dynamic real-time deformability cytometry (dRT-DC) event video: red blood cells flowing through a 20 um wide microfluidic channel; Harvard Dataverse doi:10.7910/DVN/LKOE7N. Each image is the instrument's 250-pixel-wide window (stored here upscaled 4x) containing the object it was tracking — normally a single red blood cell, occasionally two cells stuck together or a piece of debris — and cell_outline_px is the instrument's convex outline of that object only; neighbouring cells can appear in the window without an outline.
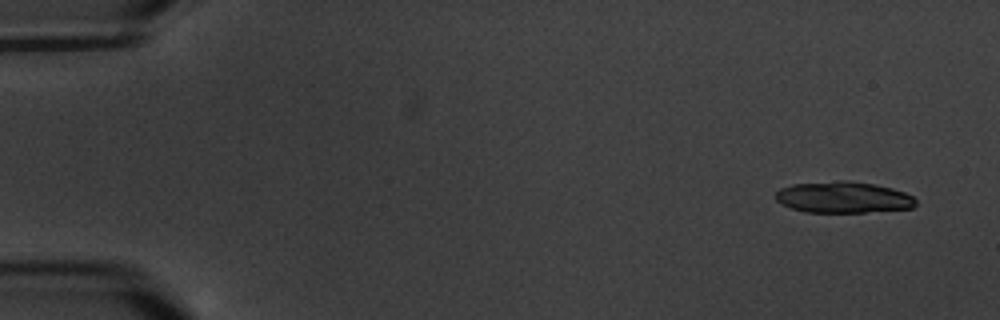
{"species": "common noctule bat (a hibernating species)", "species_latin": "Nyctalus noctula", "temperature_condition": "warm", "stored_images_in_passage": 11, "segment_of_instrument_passage": [1, 2], "camera_frame_rate_fps": 3000, "um_per_image_px": 0.085, "animal": {"sex": "male", "body_mass_g": 20.1, "forearm_length_mm": 53.5}, "frame": {"image": 1, "passage_image": 1, "time_ms": 0.0, "image_size_px": [1000, 320], "cell_outline_px": [[916, 204], [912, 208], [864, 212], [804, 212], [780, 204], [776, 200], [776, 192], [780, 188], [792, 184], [840, 180], [848, 180], [872, 184], [892, 188], [904, 192], [912, 196], [916, 200]], "centroid_in_image_um": [71.65, 16.77], "position_along_channel_um": 13.4, "area_um2": 25.61}}